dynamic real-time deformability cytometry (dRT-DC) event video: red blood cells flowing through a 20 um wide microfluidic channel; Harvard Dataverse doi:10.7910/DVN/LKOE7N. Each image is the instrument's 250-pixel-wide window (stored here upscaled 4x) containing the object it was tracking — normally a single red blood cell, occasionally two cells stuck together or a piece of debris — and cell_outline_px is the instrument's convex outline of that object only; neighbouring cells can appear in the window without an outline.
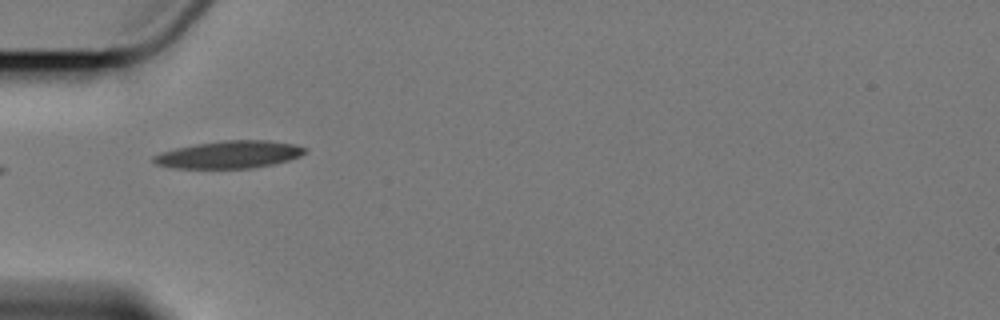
{"species": "Egyptian fruit bat (a non-hibernating species)", "species_latin": "Rousettus aegyptiacus", "temperature_condition": "cold", "stored_images_in_passage": 5, "camera_frame_rate_fps": 3000, "um_per_image_px": 0.085, "animal": {"sex": "female"}, "frame": {"image": 1, "passage_image": 4, "time_ms": 3.667, "image_size_px": [1000, 320], "cell_outline_px": [[308, 152], [300, 156], [288, 160], [272, 164], [252, 168], [172, 168], [156, 164], [152, 160], [152, 156], [160, 152], [176, 148], [196, 144], [224, 140], [268, 140], [296, 144], [308, 148]], "centroid_in_image_um": [19.51, 13.13], "position_along_channel_um": 65.5, "area_um2": 24.33}}
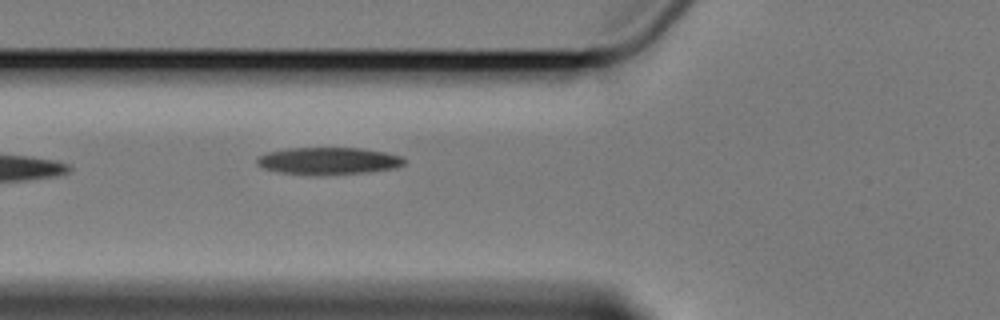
{"frame": {"image": 2, "passage_image": 5, "time_ms": 4.667, "image_size_px": [1000, 320], "cell_outline_px": [[408, 160], [404, 164], [396, 168], [368, 172], [320, 176], [316, 176], [280, 172], [264, 168], [256, 164], [256, 156], [268, 152], [288, 148], [360, 148], [384, 152], [400, 156]], "centroid_in_image_um": [27.91, 13.69], "position_along_channel_um": 97.9, "area_um2": 23.64}}